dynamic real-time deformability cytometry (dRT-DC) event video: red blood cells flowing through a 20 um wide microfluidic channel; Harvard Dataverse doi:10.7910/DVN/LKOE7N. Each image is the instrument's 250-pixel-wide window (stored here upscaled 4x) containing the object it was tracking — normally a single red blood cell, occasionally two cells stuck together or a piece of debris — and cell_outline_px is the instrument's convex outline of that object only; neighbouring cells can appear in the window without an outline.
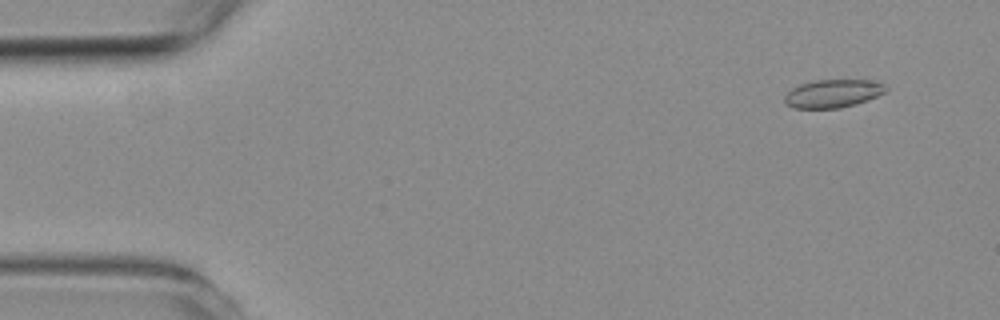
{"species": "common noctule bat (a hibernating species)", "species_latin": "Nyctalus noctula", "temperature_condition": "room temperature", "stored_images_in_passage": 5, "camera_frame_rate_fps": 3000, "um_per_image_px": 0.085, "animal": {"sex": "female", "body_mass_g": 19.3, "forearm_length_mm": 54.1}, "frame": {"image": 1, "passage_image": 2, "time_ms": 1.333, "image_size_px": [1000, 320], "cell_outline_px": [[888, 88], [884, 92], [868, 100], [856, 104], [840, 108], [792, 108], [784, 104], [784, 96], [792, 88], [800, 84], [812, 80], [876, 80], [884, 84]], "centroid_in_image_um": [70.78, 7.95], "position_along_channel_um": 14.2, "area_um2": 16.76}}
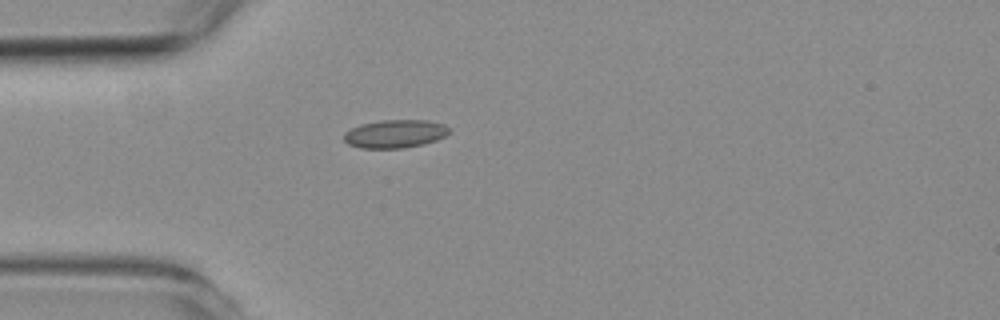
{"frame": {"image": 2, "passage_image": 5, "time_ms": 5.0, "image_size_px": [1000, 320], "cell_outline_px": [[452, 132], [436, 140], [424, 144], [404, 148], [360, 148], [348, 144], [344, 140], [344, 132], [360, 124], [380, 120], [428, 120], [444, 124], [452, 128]], "centroid_in_image_um": [33.61, 11.37], "position_along_channel_um": 51.4, "area_um2": 17.51}}